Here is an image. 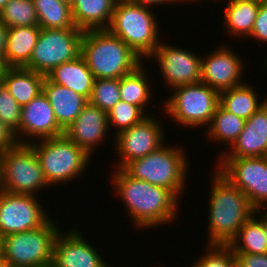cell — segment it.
Returning <instances> with one entry per match:
<instances>
[{"label":"cell","instance_id":"cell-1","mask_svg":"<svg viewBox=\"0 0 267 267\" xmlns=\"http://www.w3.org/2000/svg\"><path fill=\"white\" fill-rule=\"evenodd\" d=\"M115 192L124 202L128 214L138 229L157 228L178 217L177 199L169 190L129 176L123 169L115 168L112 174Z\"/></svg>","mask_w":267,"mask_h":267},{"label":"cell","instance_id":"cell-2","mask_svg":"<svg viewBox=\"0 0 267 267\" xmlns=\"http://www.w3.org/2000/svg\"><path fill=\"white\" fill-rule=\"evenodd\" d=\"M208 212V245H229L254 214L247 196L223 175L213 172Z\"/></svg>","mask_w":267,"mask_h":267},{"label":"cell","instance_id":"cell-3","mask_svg":"<svg viewBox=\"0 0 267 267\" xmlns=\"http://www.w3.org/2000/svg\"><path fill=\"white\" fill-rule=\"evenodd\" d=\"M81 55L95 79H120L143 64V59L108 29L84 31Z\"/></svg>","mask_w":267,"mask_h":267},{"label":"cell","instance_id":"cell-4","mask_svg":"<svg viewBox=\"0 0 267 267\" xmlns=\"http://www.w3.org/2000/svg\"><path fill=\"white\" fill-rule=\"evenodd\" d=\"M184 149L164 143L146 156L128 162L122 169L135 179L169 190L178 199L187 186L189 175Z\"/></svg>","mask_w":267,"mask_h":267},{"label":"cell","instance_id":"cell-5","mask_svg":"<svg viewBox=\"0 0 267 267\" xmlns=\"http://www.w3.org/2000/svg\"><path fill=\"white\" fill-rule=\"evenodd\" d=\"M151 7L117 0L108 30L139 57L148 59L160 44V27ZM158 23V24H157Z\"/></svg>","mask_w":267,"mask_h":267},{"label":"cell","instance_id":"cell-6","mask_svg":"<svg viewBox=\"0 0 267 267\" xmlns=\"http://www.w3.org/2000/svg\"><path fill=\"white\" fill-rule=\"evenodd\" d=\"M34 142L30 145L34 148L49 186L74 181L88 167L91 155L65 134Z\"/></svg>","mask_w":267,"mask_h":267},{"label":"cell","instance_id":"cell-7","mask_svg":"<svg viewBox=\"0 0 267 267\" xmlns=\"http://www.w3.org/2000/svg\"><path fill=\"white\" fill-rule=\"evenodd\" d=\"M51 218L39 228L2 238L1 256L9 267L52 265L53 248L61 229L57 221L54 222Z\"/></svg>","mask_w":267,"mask_h":267},{"label":"cell","instance_id":"cell-8","mask_svg":"<svg viewBox=\"0 0 267 267\" xmlns=\"http://www.w3.org/2000/svg\"><path fill=\"white\" fill-rule=\"evenodd\" d=\"M173 89L174 92L164 101L163 112L173 118L174 122H178V125L187 128L209 126L220 104V93L203 82Z\"/></svg>","mask_w":267,"mask_h":267},{"label":"cell","instance_id":"cell-9","mask_svg":"<svg viewBox=\"0 0 267 267\" xmlns=\"http://www.w3.org/2000/svg\"><path fill=\"white\" fill-rule=\"evenodd\" d=\"M48 187L39 160L30 144L18 143L1 152L0 189L17 194L36 195ZM38 190V191H37Z\"/></svg>","mask_w":267,"mask_h":267},{"label":"cell","instance_id":"cell-10","mask_svg":"<svg viewBox=\"0 0 267 267\" xmlns=\"http://www.w3.org/2000/svg\"><path fill=\"white\" fill-rule=\"evenodd\" d=\"M83 33L79 28L41 29L24 68L46 76L54 67L79 57Z\"/></svg>","mask_w":267,"mask_h":267},{"label":"cell","instance_id":"cell-11","mask_svg":"<svg viewBox=\"0 0 267 267\" xmlns=\"http://www.w3.org/2000/svg\"><path fill=\"white\" fill-rule=\"evenodd\" d=\"M216 170L240 189L255 208H267V156L219 158Z\"/></svg>","mask_w":267,"mask_h":267},{"label":"cell","instance_id":"cell-12","mask_svg":"<svg viewBox=\"0 0 267 267\" xmlns=\"http://www.w3.org/2000/svg\"><path fill=\"white\" fill-rule=\"evenodd\" d=\"M37 197L38 195L10 193L0 189V233L2 237L34 230L50 218Z\"/></svg>","mask_w":267,"mask_h":267},{"label":"cell","instance_id":"cell-13","mask_svg":"<svg viewBox=\"0 0 267 267\" xmlns=\"http://www.w3.org/2000/svg\"><path fill=\"white\" fill-rule=\"evenodd\" d=\"M148 115L140 123L115 135L118 162L116 168L122 169L128 162L146 156L165 143L164 130L157 117Z\"/></svg>","mask_w":267,"mask_h":267},{"label":"cell","instance_id":"cell-14","mask_svg":"<svg viewBox=\"0 0 267 267\" xmlns=\"http://www.w3.org/2000/svg\"><path fill=\"white\" fill-rule=\"evenodd\" d=\"M191 50L170 46L160 42L155 51L148 57L155 58L164 78V84L173 88L201 82V55Z\"/></svg>","mask_w":267,"mask_h":267},{"label":"cell","instance_id":"cell-15","mask_svg":"<svg viewBox=\"0 0 267 267\" xmlns=\"http://www.w3.org/2000/svg\"><path fill=\"white\" fill-rule=\"evenodd\" d=\"M217 48V49H216ZM201 59V82L219 93L243 84L244 60L232 47L220 45ZM243 61V62H242Z\"/></svg>","mask_w":267,"mask_h":267},{"label":"cell","instance_id":"cell-16","mask_svg":"<svg viewBox=\"0 0 267 267\" xmlns=\"http://www.w3.org/2000/svg\"><path fill=\"white\" fill-rule=\"evenodd\" d=\"M63 134L64 130L58 125L53 108L43 91L22 106L20 127L15 133L18 143L30 144Z\"/></svg>","mask_w":267,"mask_h":267},{"label":"cell","instance_id":"cell-17","mask_svg":"<svg viewBox=\"0 0 267 267\" xmlns=\"http://www.w3.org/2000/svg\"><path fill=\"white\" fill-rule=\"evenodd\" d=\"M76 229L60 230L53 248L54 267H110L94 246ZM83 236V237H82Z\"/></svg>","mask_w":267,"mask_h":267},{"label":"cell","instance_id":"cell-18","mask_svg":"<svg viewBox=\"0 0 267 267\" xmlns=\"http://www.w3.org/2000/svg\"><path fill=\"white\" fill-rule=\"evenodd\" d=\"M109 129L107 112L88 102L64 134L92 156L97 145L108 136Z\"/></svg>","mask_w":267,"mask_h":267},{"label":"cell","instance_id":"cell-19","mask_svg":"<svg viewBox=\"0 0 267 267\" xmlns=\"http://www.w3.org/2000/svg\"><path fill=\"white\" fill-rule=\"evenodd\" d=\"M230 149L219 158L267 156V103L245 120L243 131Z\"/></svg>","mask_w":267,"mask_h":267},{"label":"cell","instance_id":"cell-20","mask_svg":"<svg viewBox=\"0 0 267 267\" xmlns=\"http://www.w3.org/2000/svg\"><path fill=\"white\" fill-rule=\"evenodd\" d=\"M42 91L53 108L58 125L65 131L81 113L88 100L75 91L52 83L46 77Z\"/></svg>","mask_w":267,"mask_h":267},{"label":"cell","instance_id":"cell-21","mask_svg":"<svg viewBox=\"0 0 267 267\" xmlns=\"http://www.w3.org/2000/svg\"><path fill=\"white\" fill-rule=\"evenodd\" d=\"M45 77L52 83L75 91L87 100L90 99L95 81L82 55L54 67Z\"/></svg>","mask_w":267,"mask_h":267},{"label":"cell","instance_id":"cell-22","mask_svg":"<svg viewBox=\"0 0 267 267\" xmlns=\"http://www.w3.org/2000/svg\"><path fill=\"white\" fill-rule=\"evenodd\" d=\"M117 0H75L73 21L80 30L108 29Z\"/></svg>","mask_w":267,"mask_h":267},{"label":"cell","instance_id":"cell-23","mask_svg":"<svg viewBox=\"0 0 267 267\" xmlns=\"http://www.w3.org/2000/svg\"><path fill=\"white\" fill-rule=\"evenodd\" d=\"M40 31L39 25L8 28L4 55L6 67L24 68L30 62Z\"/></svg>","mask_w":267,"mask_h":267},{"label":"cell","instance_id":"cell-24","mask_svg":"<svg viewBox=\"0 0 267 267\" xmlns=\"http://www.w3.org/2000/svg\"><path fill=\"white\" fill-rule=\"evenodd\" d=\"M44 79V75L26 68L7 67L2 83L22 107L42 92Z\"/></svg>","mask_w":267,"mask_h":267},{"label":"cell","instance_id":"cell-25","mask_svg":"<svg viewBox=\"0 0 267 267\" xmlns=\"http://www.w3.org/2000/svg\"><path fill=\"white\" fill-rule=\"evenodd\" d=\"M261 2L229 0L224 12L225 31L232 37L248 38L252 32Z\"/></svg>","mask_w":267,"mask_h":267},{"label":"cell","instance_id":"cell-26","mask_svg":"<svg viewBox=\"0 0 267 267\" xmlns=\"http://www.w3.org/2000/svg\"><path fill=\"white\" fill-rule=\"evenodd\" d=\"M258 97L255 88L245 81L239 86L220 92V105L228 112L247 120L267 103V97L262 101Z\"/></svg>","mask_w":267,"mask_h":267},{"label":"cell","instance_id":"cell-27","mask_svg":"<svg viewBox=\"0 0 267 267\" xmlns=\"http://www.w3.org/2000/svg\"><path fill=\"white\" fill-rule=\"evenodd\" d=\"M245 120L225 110L220 104L217 106L206 132L211 142L223 143L230 147L243 131Z\"/></svg>","mask_w":267,"mask_h":267},{"label":"cell","instance_id":"cell-28","mask_svg":"<svg viewBox=\"0 0 267 267\" xmlns=\"http://www.w3.org/2000/svg\"><path fill=\"white\" fill-rule=\"evenodd\" d=\"M38 25L41 29H65L76 27L71 6L60 0H33Z\"/></svg>","mask_w":267,"mask_h":267},{"label":"cell","instance_id":"cell-29","mask_svg":"<svg viewBox=\"0 0 267 267\" xmlns=\"http://www.w3.org/2000/svg\"><path fill=\"white\" fill-rule=\"evenodd\" d=\"M234 253L265 254L267 239L261 221L252 215L228 245Z\"/></svg>","mask_w":267,"mask_h":267},{"label":"cell","instance_id":"cell-30","mask_svg":"<svg viewBox=\"0 0 267 267\" xmlns=\"http://www.w3.org/2000/svg\"><path fill=\"white\" fill-rule=\"evenodd\" d=\"M145 66L140 65L132 73L120 78V96L121 100L129 104L139 106L145 113L148 101L151 99V80L146 74L143 68Z\"/></svg>","mask_w":267,"mask_h":267},{"label":"cell","instance_id":"cell-31","mask_svg":"<svg viewBox=\"0 0 267 267\" xmlns=\"http://www.w3.org/2000/svg\"><path fill=\"white\" fill-rule=\"evenodd\" d=\"M0 21L8 28L37 26L38 17L33 0H9L0 11Z\"/></svg>","mask_w":267,"mask_h":267},{"label":"cell","instance_id":"cell-32","mask_svg":"<svg viewBox=\"0 0 267 267\" xmlns=\"http://www.w3.org/2000/svg\"><path fill=\"white\" fill-rule=\"evenodd\" d=\"M149 113H145L139 106L129 104L125 101H118L113 108L107 113L108 127L115 128L117 135L121 131L131 128L140 123Z\"/></svg>","mask_w":267,"mask_h":267},{"label":"cell","instance_id":"cell-33","mask_svg":"<svg viewBox=\"0 0 267 267\" xmlns=\"http://www.w3.org/2000/svg\"><path fill=\"white\" fill-rule=\"evenodd\" d=\"M120 100V79H95L90 104L108 113Z\"/></svg>","mask_w":267,"mask_h":267},{"label":"cell","instance_id":"cell-34","mask_svg":"<svg viewBox=\"0 0 267 267\" xmlns=\"http://www.w3.org/2000/svg\"><path fill=\"white\" fill-rule=\"evenodd\" d=\"M206 250L191 267H237L235 254L228 245H208Z\"/></svg>","mask_w":267,"mask_h":267},{"label":"cell","instance_id":"cell-35","mask_svg":"<svg viewBox=\"0 0 267 267\" xmlns=\"http://www.w3.org/2000/svg\"><path fill=\"white\" fill-rule=\"evenodd\" d=\"M22 107L2 83L0 85V120L14 133L19 130Z\"/></svg>","mask_w":267,"mask_h":267},{"label":"cell","instance_id":"cell-36","mask_svg":"<svg viewBox=\"0 0 267 267\" xmlns=\"http://www.w3.org/2000/svg\"><path fill=\"white\" fill-rule=\"evenodd\" d=\"M250 37L267 44V1L260 4Z\"/></svg>","mask_w":267,"mask_h":267},{"label":"cell","instance_id":"cell-37","mask_svg":"<svg viewBox=\"0 0 267 267\" xmlns=\"http://www.w3.org/2000/svg\"><path fill=\"white\" fill-rule=\"evenodd\" d=\"M237 267H267V253H234Z\"/></svg>","mask_w":267,"mask_h":267},{"label":"cell","instance_id":"cell-38","mask_svg":"<svg viewBox=\"0 0 267 267\" xmlns=\"http://www.w3.org/2000/svg\"><path fill=\"white\" fill-rule=\"evenodd\" d=\"M18 144L15 133L0 120V152Z\"/></svg>","mask_w":267,"mask_h":267},{"label":"cell","instance_id":"cell-39","mask_svg":"<svg viewBox=\"0 0 267 267\" xmlns=\"http://www.w3.org/2000/svg\"><path fill=\"white\" fill-rule=\"evenodd\" d=\"M124 1H126V2H130V3H134V4H140V5H143V6H149L150 7V5H151V7H153V5H154V7H156V5L158 6V5H162V4H168L169 3V5H172V4H170V3H176V1L175 0H124Z\"/></svg>","mask_w":267,"mask_h":267},{"label":"cell","instance_id":"cell-40","mask_svg":"<svg viewBox=\"0 0 267 267\" xmlns=\"http://www.w3.org/2000/svg\"><path fill=\"white\" fill-rule=\"evenodd\" d=\"M8 27L0 21V56L4 60Z\"/></svg>","mask_w":267,"mask_h":267},{"label":"cell","instance_id":"cell-41","mask_svg":"<svg viewBox=\"0 0 267 267\" xmlns=\"http://www.w3.org/2000/svg\"><path fill=\"white\" fill-rule=\"evenodd\" d=\"M264 212H263V211ZM263 214L261 217H258V219L261 221L262 223V227H263V231H264V234L266 236V239H267V208H257L255 209L254 211V215H258L260 216L259 214Z\"/></svg>","mask_w":267,"mask_h":267},{"label":"cell","instance_id":"cell-42","mask_svg":"<svg viewBox=\"0 0 267 267\" xmlns=\"http://www.w3.org/2000/svg\"><path fill=\"white\" fill-rule=\"evenodd\" d=\"M6 68L7 67H6V65L4 63L3 58L0 56V76H3L4 71H5Z\"/></svg>","mask_w":267,"mask_h":267},{"label":"cell","instance_id":"cell-43","mask_svg":"<svg viewBox=\"0 0 267 267\" xmlns=\"http://www.w3.org/2000/svg\"><path fill=\"white\" fill-rule=\"evenodd\" d=\"M9 0H0V11L6 6Z\"/></svg>","mask_w":267,"mask_h":267},{"label":"cell","instance_id":"cell-44","mask_svg":"<svg viewBox=\"0 0 267 267\" xmlns=\"http://www.w3.org/2000/svg\"><path fill=\"white\" fill-rule=\"evenodd\" d=\"M0 267H9L1 255H0Z\"/></svg>","mask_w":267,"mask_h":267},{"label":"cell","instance_id":"cell-45","mask_svg":"<svg viewBox=\"0 0 267 267\" xmlns=\"http://www.w3.org/2000/svg\"><path fill=\"white\" fill-rule=\"evenodd\" d=\"M60 1L72 6L75 0H60Z\"/></svg>","mask_w":267,"mask_h":267},{"label":"cell","instance_id":"cell-46","mask_svg":"<svg viewBox=\"0 0 267 267\" xmlns=\"http://www.w3.org/2000/svg\"><path fill=\"white\" fill-rule=\"evenodd\" d=\"M175 1H176V3L178 2V3L181 4V3H184V2L186 3V2H190V1H191V2H194V1H195V2H196L197 0H193V1H192V0H175ZM218 1H219V0H218Z\"/></svg>","mask_w":267,"mask_h":267},{"label":"cell","instance_id":"cell-47","mask_svg":"<svg viewBox=\"0 0 267 267\" xmlns=\"http://www.w3.org/2000/svg\"><path fill=\"white\" fill-rule=\"evenodd\" d=\"M2 235L0 233V255H1V252H2Z\"/></svg>","mask_w":267,"mask_h":267},{"label":"cell","instance_id":"cell-48","mask_svg":"<svg viewBox=\"0 0 267 267\" xmlns=\"http://www.w3.org/2000/svg\"><path fill=\"white\" fill-rule=\"evenodd\" d=\"M255 1H259V2H265V1H267V0H255Z\"/></svg>","mask_w":267,"mask_h":267},{"label":"cell","instance_id":"cell-49","mask_svg":"<svg viewBox=\"0 0 267 267\" xmlns=\"http://www.w3.org/2000/svg\"><path fill=\"white\" fill-rule=\"evenodd\" d=\"M2 84V76H0V85Z\"/></svg>","mask_w":267,"mask_h":267}]
</instances>
